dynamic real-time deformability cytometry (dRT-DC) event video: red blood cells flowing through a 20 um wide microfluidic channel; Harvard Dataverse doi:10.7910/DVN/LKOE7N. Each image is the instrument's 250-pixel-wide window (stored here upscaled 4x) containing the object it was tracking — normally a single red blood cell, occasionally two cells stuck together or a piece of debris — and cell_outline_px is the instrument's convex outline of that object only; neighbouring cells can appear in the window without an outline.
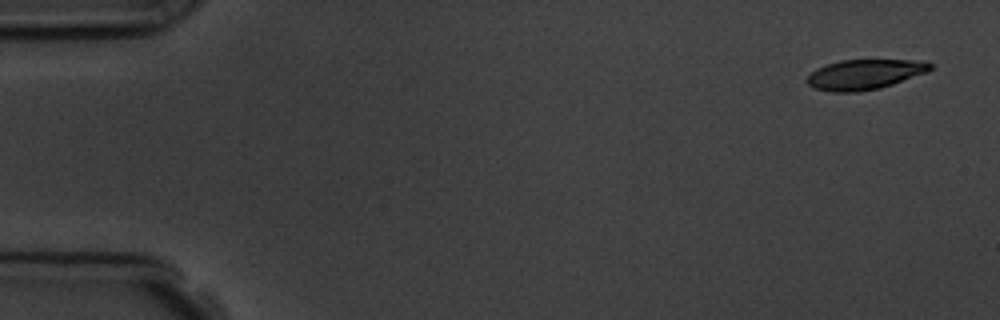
{"species": "common noctule bat (a hibernating species)", "species_latin": "Nyctalus noctula", "temperature_condition": "room temperature", "stored_images_in_passage": 4, "camera_frame_rate_fps": 3000, "um_per_image_px": 0.085, "animal": {"sex": "male", "body_mass_g": 19.5, "forearm_length_mm": 54.6}, "frame": {"image": 1, "passage_image": 1, "time_ms": 0.0, "image_size_px": [1000, 320], "cell_outline_px": [[932, 68], [928, 72], [880, 88], [856, 92], [832, 92], [812, 88], [804, 80], [816, 68], [840, 60], [912, 60], [932, 64]], "centroid_in_image_um": [73.44, 6.33], "position_along_channel_um": 11.6, "area_um2": 21.5}}
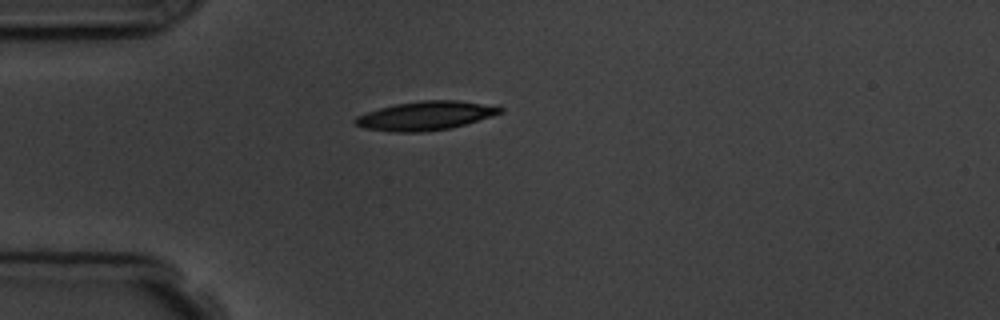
{"frame": {"image": 2, "passage_image": 4, "time_ms": 4.0, "image_size_px": [1000, 320], "cell_outline_px": [[504, 112], [492, 116], [464, 124], [448, 128], [420, 132], [392, 132], [364, 128], [356, 124], [352, 120], [356, 116], [380, 108], [396, 104], [420, 100], [456, 100], [504, 108]], "centroid_in_image_um": [36.12, 9.84], "position_along_channel_um": 48.9, "area_um2": 23.99}}